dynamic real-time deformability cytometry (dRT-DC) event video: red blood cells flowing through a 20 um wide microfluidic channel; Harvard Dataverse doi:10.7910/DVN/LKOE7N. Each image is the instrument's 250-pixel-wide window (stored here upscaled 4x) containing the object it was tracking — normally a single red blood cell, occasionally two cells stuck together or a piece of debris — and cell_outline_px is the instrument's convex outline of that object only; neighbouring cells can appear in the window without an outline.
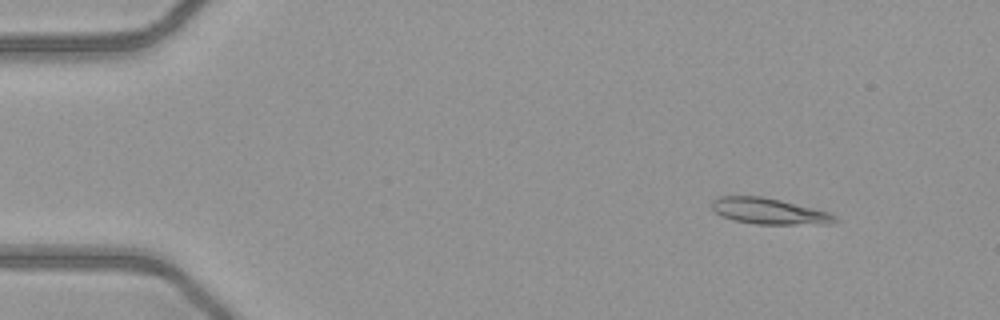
{"species": "common noctule bat (a hibernating species)", "species_latin": "Nyctalus noctula", "temperature_condition": "warm", "stored_images_in_passage": 51, "camera_frame_rate_fps": 3000, "um_per_image_px": 0.085, "animal": {"sex": "female", "body_mass_g": 21.9}, "frame": {"image": 1, "passage_image": 6, "time_ms": 1.667, "image_size_px": [1000, 320], "cell_outline_px": [[840, 220], [828, 224], [756, 224], [732, 220], [720, 216], [712, 208], [712, 200], [716, 196], [760, 196], [780, 200], [832, 212]], "centroid_in_image_um": [65.39, 17.95], "position_along_channel_um": 19.6, "area_um2": 18.9}}
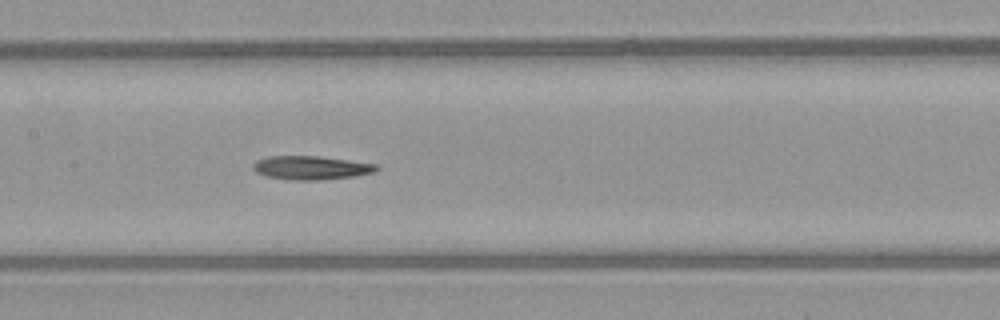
{"frame": {"image": 2, "passage_image": 25, "time_ms": 8.0, "image_size_px": [1000, 320], "cell_outline_px": [[380, 168], [376, 172], [356, 176], [320, 180], [292, 180], [268, 176], [256, 172], [252, 168], [252, 164], [256, 160], [268, 156], [320, 156], [380, 164]], "centroid_in_image_um": [26.5, 14.25], "position_along_channel_um": 180.9, "area_um2": 17.28}}
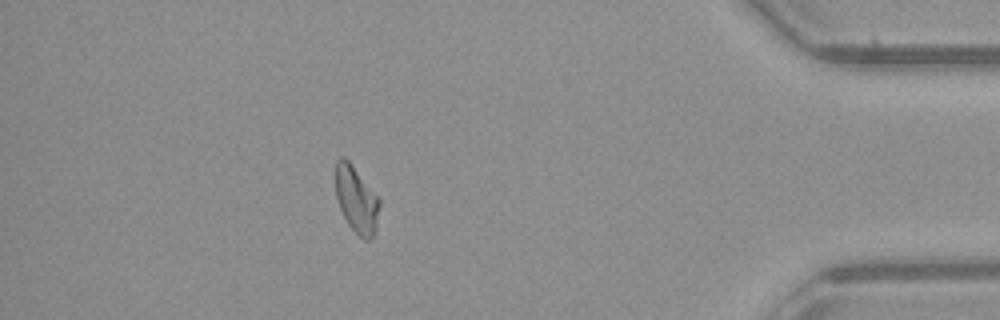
{"frame": {"image": 3, "passage_image": 45, "time_ms": 14.667, "image_size_px": [1000, 320], "cell_outline_px": [[380, 204], [376, 228], [372, 236], [368, 240], [364, 240], [348, 224], [340, 208], [336, 196], [336, 160], [340, 156], [344, 156], [348, 160], [380, 196]], "centroid_in_image_um": [30.32, 16.92], "position_along_channel_um": 404.9, "area_um2": 17.11}, "authors_computed_cell_mechanics": {"area_um2": 17.5712, "velocity_mm_per_s": 4.0777, "shape_relaxation_time_tau1_ms": null, "shape_relaxation_time_tau2_ms": 2.9152, "deformation_change_tau1": null, "deformation_change_tau2": 0.0932}}